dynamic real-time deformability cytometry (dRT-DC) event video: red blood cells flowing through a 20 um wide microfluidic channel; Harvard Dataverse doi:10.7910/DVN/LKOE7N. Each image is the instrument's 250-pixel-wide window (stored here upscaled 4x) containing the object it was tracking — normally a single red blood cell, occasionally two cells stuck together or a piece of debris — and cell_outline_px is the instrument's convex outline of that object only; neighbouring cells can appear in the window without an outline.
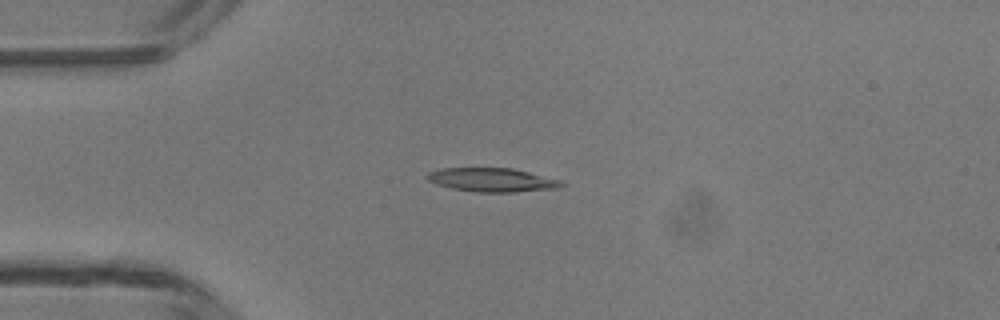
{"species": "common noctule bat (a hibernating species)", "species_latin": "Nyctalus noctula", "temperature_condition": "room temperature", "stored_images_in_passage": 4, "camera_frame_rate_fps": 3000, "um_per_image_px": 0.085, "animal": {"sex": "male", "body_mass_g": 13.3}, "frame": {"image": 1, "passage_image": 4, "time_ms": 3.667, "image_size_px": [1000, 320], "cell_outline_px": [[564, 184], [556, 188], [516, 192], [476, 192], [452, 188], [436, 184], [428, 180], [428, 172], [440, 168], [512, 168], [560, 180]], "centroid_in_image_um": [41.8, 15.29], "position_along_channel_um": 43.2, "area_um2": 18.38}}